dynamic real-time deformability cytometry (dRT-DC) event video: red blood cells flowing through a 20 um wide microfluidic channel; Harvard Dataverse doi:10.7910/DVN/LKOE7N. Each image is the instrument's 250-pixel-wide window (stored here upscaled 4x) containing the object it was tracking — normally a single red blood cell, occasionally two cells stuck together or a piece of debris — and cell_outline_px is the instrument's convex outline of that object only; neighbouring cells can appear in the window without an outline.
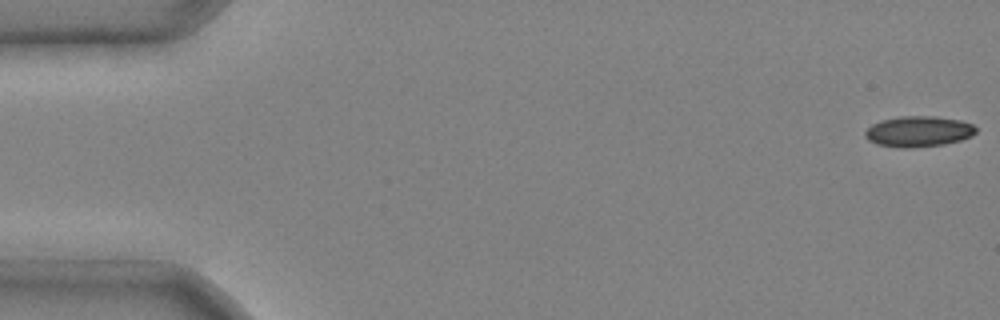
{"species": "common noctule bat (a hibernating species)", "species_latin": "Nyctalus noctula", "temperature_condition": "cold", "stored_images_in_passage": 4, "camera_frame_rate_fps": 3000, "um_per_image_px": 0.085, "animal": {"sex": "male", "body_mass_g": 20.4}, "frame": {"image": 1, "passage_image": 1, "time_ms": 0.0, "image_size_px": [1000, 320], "cell_outline_px": [[976, 132], [972, 136], [960, 140], [944, 144], [912, 148], [904, 148], [876, 144], [868, 140], [864, 136], [864, 132], [872, 124], [880, 120], [900, 116], [936, 116], [960, 120], [972, 124], [976, 128]], "centroid_in_image_um": [78.05, 11.17], "position_along_channel_um": 6.9, "area_um2": 19.94}}
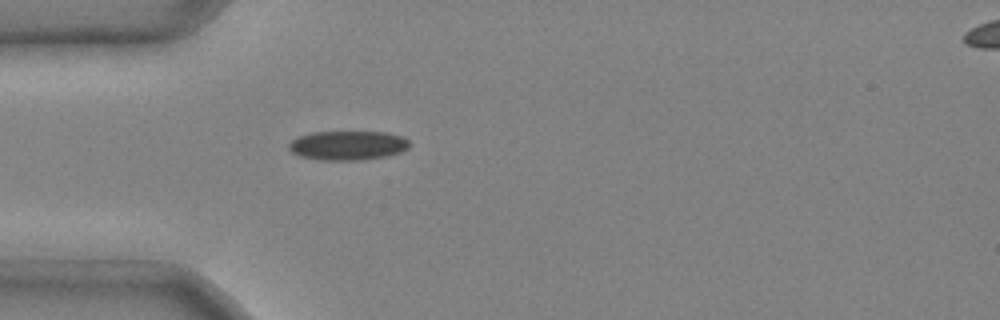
{"frame": {"image": 2, "passage_image": 4, "time_ms": 1.0, "image_size_px": [1000, 320], "cell_outline_px": [[408, 148], [400, 152], [388, 156], [360, 160], [320, 160], [300, 156], [292, 152], [288, 148], [288, 144], [296, 136], [312, 132], [388, 132], [404, 136], [408, 140]], "centroid_in_image_um": [29.55, 12.35], "position_along_channel_um": 55.4, "area_um2": 20.75}}